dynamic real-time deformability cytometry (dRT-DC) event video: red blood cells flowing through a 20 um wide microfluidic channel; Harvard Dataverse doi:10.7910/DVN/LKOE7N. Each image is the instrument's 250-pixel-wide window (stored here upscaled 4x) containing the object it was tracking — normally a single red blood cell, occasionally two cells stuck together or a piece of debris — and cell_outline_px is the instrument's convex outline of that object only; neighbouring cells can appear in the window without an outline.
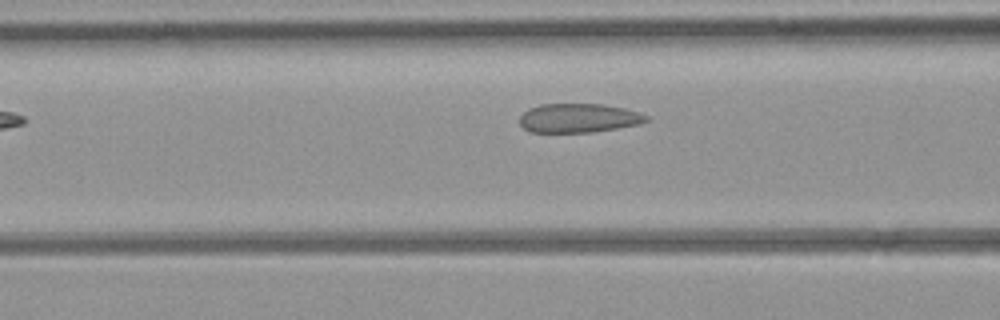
{"species": "common noctule bat (a hibernating species)", "species_latin": "Nyctalus noctula", "temperature_condition": "room temperature", "stored_images_in_passage": 4, "camera_frame_rate_fps": 3000, "um_per_image_px": 0.085, "animal": {"sex": "female", "body_mass_g": 21.9}, "frame": {"image": 1, "passage_image": 3, "time_ms": 2.333, "image_size_px": [1000, 320], "cell_outline_px": [[648, 120], [636, 124], [616, 128], [592, 132], [528, 132], [520, 124], [520, 116], [528, 108], [540, 104], [604, 104], [624, 108], [648, 116]], "centroid_in_image_um": [49.12, 10.03], "position_along_channel_um": 117.5, "area_um2": 21.27}}
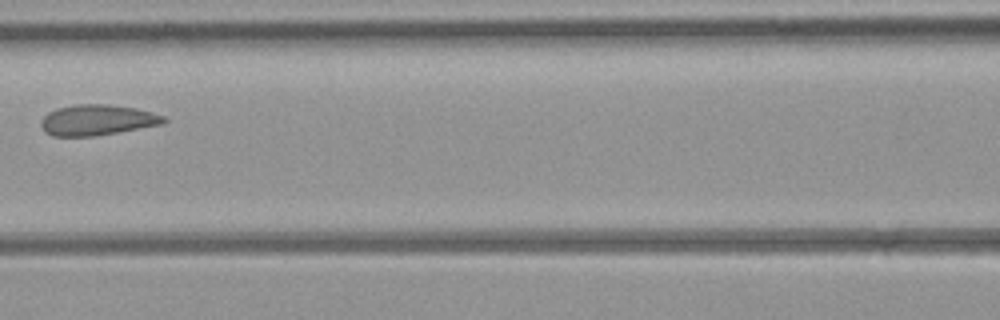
{"frame": {"image": 2, "passage_image": 4, "time_ms": 3.333, "image_size_px": [1000, 320], "cell_outline_px": [[168, 120], [160, 124], [116, 132], [92, 136], [52, 136], [44, 132], [40, 124], [40, 120], [48, 112], [56, 108], [76, 104], [108, 104], [136, 108], [152, 112], [164, 116]], "centroid_in_image_um": [8.21, 10.19], "position_along_channel_um": 158.4, "area_um2": 21.85}}